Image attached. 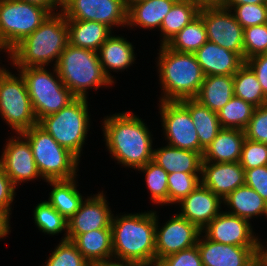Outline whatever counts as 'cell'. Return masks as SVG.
Segmentation results:
<instances>
[{
	"instance_id": "6da1fadb",
	"label": "cell",
	"mask_w": 267,
	"mask_h": 266,
	"mask_svg": "<svg viewBox=\"0 0 267 266\" xmlns=\"http://www.w3.org/2000/svg\"><path fill=\"white\" fill-rule=\"evenodd\" d=\"M107 151L118 164L138 169L153 160L151 132L132 112L115 113L103 119Z\"/></svg>"
},
{
	"instance_id": "7a4b0ae2",
	"label": "cell",
	"mask_w": 267,
	"mask_h": 266,
	"mask_svg": "<svg viewBox=\"0 0 267 266\" xmlns=\"http://www.w3.org/2000/svg\"><path fill=\"white\" fill-rule=\"evenodd\" d=\"M156 211L118 215L112 219L113 261L156 265Z\"/></svg>"
},
{
	"instance_id": "3957f363",
	"label": "cell",
	"mask_w": 267,
	"mask_h": 266,
	"mask_svg": "<svg viewBox=\"0 0 267 266\" xmlns=\"http://www.w3.org/2000/svg\"><path fill=\"white\" fill-rule=\"evenodd\" d=\"M68 40L65 15L60 11L51 13L29 36L11 50V64L16 67H47L54 60L56 67Z\"/></svg>"
},
{
	"instance_id": "277c9868",
	"label": "cell",
	"mask_w": 267,
	"mask_h": 266,
	"mask_svg": "<svg viewBox=\"0 0 267 266\" xmlns=\"http://www.w3.org/2000/svg\"><path fill=\"white\" fill-rule=\"evenodd\" d=\"M157 67L163 95L160 101H180L195 98L205 75L194 53L179 52L161 45Z\"/></svg>"
},
{
	"instance_id": "5b68a950",
	"label": "cell",
	"mask_w": 267,
	"mask_h": 266,
	"mask_svg": "<svg viewBox=\"0 0 267 266\" xmlns=\"http://www.w3.org/2000/svg\"><path fill=\"white\" fill-rule=\"evenodd\" d=\"M63 84L76 98H88L89 89L113 83L105 76L98 52L67 44L56 65Z\"/></svg>"
},
{
	"instance_id": "8992f818",
	"label": "cell",
	"mask_w": 267,
	"mask_h": 266,
	"mask_svg": "<svg viewBox=\"0 0 267 266\" xmlns=\"http://www.w3.org/2000/svg\"><path fill=\"white\" fill-rule=\"evenodd\" d=\"M29 142L43 180H69L77 177L80 160L38 124L21 133Z\"/></svg>"
},
{
	"instance_id": "52a82bcc",
	"label": "cell",
	"mask_w": 267,
	"mask_h": 266,
	"mask_svg": "<svg viewBox=\"0 0 267 266\" xmlns=\"http://www.w3.org/2000/svg\"><path fill=\"white\" fill-rule=\"evenodd\" d=\"M17 68V72L24 78L38 122L58 112L76 98L63 84L56 67L53 66V73L49 72L46 67Z\"/></svg>"
},
{
	"instance_id": "ba28073f",
	"label": "cell",
	"mask_w": 267,
	"mask_h": 266,
	"mask_svg": "<svg viewBox=\"0 0 267 266\" xmlns=\"http://www.w3.org/2000/svg\"><path fill=\"white\" fill-rule=\"evenodd\" d=\"M86 98H75L58 112L42 118L38 125L79 160L90 129ZM81 154V155H80Z\"/></svg>"
},
{
	"instance_id": "9c48e42d",
	"label": "cell",
	"mask_w": 267,
	"mask_h": 266,
	"mask_svg": "<svg viewBox=\"0 0 267 266\" xmlns=\"http://www.w3.org/2000/svg\"><path fill=\"white\" fill-rule=\"evenodd\" d=\"M51 14L42 6L21 0H0V43L11 51Z\"/></svg>"
},
{
	"instance_id": "30bf717a",
	"label": "cell",
	"mask_w": 267,
	"mask_h": 266,
	"mask_svg": "<svg viewBox=\"0 0 267 266\" xmlns=\"http://www.w3.org/2000/svg\"><path fill=\"white\" fill-rule=\"evenodd\" d=\"M17 75L7 70L0 77V114L15 134L38 124L24 78Z\"/></svg>"
},
{
	"instance_id": "8fae6325",
	"label": "cell",
	"mask_w": 267,
	"mask_h": 266,
	"mask_svg": "<svg viewBox=\"0 0 267 266\" xmlns=\"http://www.w3.org/2000/svg\"><path fill=\"white\" fill-rule=\"evenodd\" d=\"M125 0H64L61 12L66 19L95 21L114 27L127 26Z\"/></svg>"
},
{
	"instance_id": "7c38bea8",
	"label": "cell",
	"mask_w": 267,
	"mask_h": 266,
	"mask_svg": "<svg viewBox=\"0 0 267 266\" xmlns=\"http://www.w3.org/2000/svg\"><path fill=\"white\" fill-rule=\"evenodd\" d=\"M163 133L168 145L200 153V143L189 111L179 101H159Z\"/></svg>"
},
{
	"instance_id": "4fadbf2b",
	"label": "cell",
	"mask_w": 267,
	"mask_h": 266,
	"mask_svg": "<svg viewBox=\"0 0 267 266\" xmlns=\"http://www.w3.org/2000/svg\"><path fill=\"white\" fill-rule=\"evenodd\" d=\"M199 16L205 24L208 41L236 52L244 59V28L237 22L232 10L224 6L202 7Z\"/></svg>"
},
{
	"instance_id": "5bb4252c",
	"label": "cell",
	"mask_w": 267,
	"mask_h": 266,
	"mask_svg": "<svg viewBox=\"0 0 267 266\" xmlns=\"http://www.w3.org/2000/svg\"><path fill=\"white\" fill-rule=\"evenodd\" d=\"M156 212V263L162 258L197 245L201 230L178 213L161 227ZM161 227V228H159Z\"/></svg>"
},
{
	"instance_id": "9a60e30c",
	"label": "cell",
	"mask_w": 267,
	"mask_h": 266,
	"mask_svg": "<svg viewBox=\"0 0 267 266\" xmlns=\"http://www.w3.org/2000/svg\"><path fill=\"white\" fill-rule=\"evenodd\" d=\"M17 135L8 139L0 156V166L16 188L21 182L42 178L28 140L21 133Z\"/></svg>"
},
{
	"instance_id": "2e32d148",
	"label": "cell",
	"mask_w": 267,
	"mask_h": 266,
	"mask_svg": "<svg viewBox=\"0 0 267 266\" xmlns=\"http://www.w3.org/2000/svg\"><path fill=\"white\" fill-rule=\"evenodd\" d=\"M108 205L103 191L84 198L79 210L67 221V239L72 241L91 230L111 229L114 214Z\"/></svg>"
},
{
	"instance_id": "e0dca14e",
	"label": "cell",
	"mask_w": 267,
	"mask_h": 266,
	"mask_svg": "<svg viewBox=\"0 0 267 266\" xmlns=\"http://www.w3.org/2000/svg\"><path fill=\"white\" fill-rule=\"evenodd\" d=\"M250 221L221 211L201 232L210 240L235 246H258ZM255 234V235H254Z\"/></svg>"
},
{
	"instance_id": "ac0fdd59",
	"label": "cell",
	"mask_w": 267,
	"mask_h": 266,
	"mask_svg": "<svg viewBox=\"0 0 267 266\" xmlns=\"http://www.w3.org/2000/svg\"><path fill=\"white\" fill-rule=\"evenodd\" d=\"M197 247L203 266H248L257 257L258 250V246H235L214 242L203 236L202 232Z\"/></svg>"
},
{
	"instance_id": "d6986e66",
	"label": "cell",
	"mask_w": 267,
	"mask_h": 266,
	"mask_svg": "<svg viewBox=\"0 0 267 266\" xmlns=\"http://www.w3.org/2000/svg\"><path fill=\"white\" fill-rule=\"evenodd\" d=\"M221 203L222 199L201 183L177 203L181 205L178 214L202 230L221 212Z\"/></svg>"
},
{
	"instance_id": "ffe728a7",
	"label": "cell",
	"mask_w": 267,
	"mask_h": 266,
	"mask_svg": "<svg viewBox=\"0 0 267 266\" xmlns=\"http://www.w3.org/2000/svg\"><path fill=\"white\" fill-rule=\"evenodd\" d=\"M201 183L223 200L245 185V170L239 162H202Z\"/></svg>"
},
{
	"instance_id": "44dd1931",
	"label": "cell",
	"mask_w": 267,
	"mask_h": 266,
	"mask_svg": "<svg viewBox=\"0 0 267 266\" xmlns=\"http://www.w3.org/2000/svg\"><path fill=\"white\" fill-rule=\"evenodd\" d=\"M194 55L205 76L234 75L245 63L238 53L210 41L204 43Z\"/></svg>"
},
{
	"instance_id": "7402d4cb",
	"label": "cell",
	"mask_w": 267,
	"mask_h": 266,
	"mask_svg": "<svg viewBox=\"0 0 267 266\" xmlns=\"http://www.w3.org/2000/svg\"><path fill=\"white\" fill-rule=\"evenodd\" d=\"M134 49L135 47L126 38L112 34L100 46L98 50L99 60L105 76L112 83L115 82L110 71H124V69L132 66L136 58Z\"/></svg>"
},
{
	"instance_id": "603a6c76",
	"label": "cell",
	"mask_w": 267,
	"mask_h": 266,
	"mask_svg": "<svg viewBox=\"0 0 267 266\" xmlns=\"http://www.w3.org/2000/svg\"><path fill=\"white\" fill-rule=\"evenodd\" d=\"M245 139L244 130L222 128L204 150L202 162H239Z\"/></svg>"
},
{
	"instance_id": "cb8c5ba5",
	"label": "cell",
	"mask_w": 267,
	"mask_h": 266,
	"mask_svg": "<svg viewBox=\"0 0 267 266\" xmlns=\"http://www.w3.org/2000/svg\"><path fill=\"white\" fill-rule=\"evenodd\" d=\"M153 161L170 173H201L203 156L199 152L167 144L153 149Z\"/></svg>"
},
{
	"instance_id": "d4e9b609",
	"label": "cell",
	"mask_w": 267,
	"mask_h": 266,
	"mask_svg": "<svg viewBox=\"0 0 267 266\" xmlns=\"http://www.w3.org/2000/svg\"><path fill=\"white\" fill-rule=\"evenodd\" d=\"M178 0H146L129 3L127 11V27L158 29L165 16Z\"/></svg>"
},
{
	"instance_id": "484cf974",
	"label": "cell",
	"mask_w": 267,
	"mask_h": 266,
	"mask_svg": "<svg viewBox=\"0 0 267 266\" xmlns=\"http://www.w3.org/2000/svg\"><path fill=\"white\" fill-rule=\"evenodd\" d=\"M72 242L91 265L113 260L111 229L91 230L77 235Z\"/></svg>"
},
{
	"instance_id": "4316f807",
	"label": "cell",
	"mask_w": 267,
	"mask_h": 266,
	"mask_svg": "<svg viewBox=\"0 0 267 266\" xmlns=\"http://www.w3.org/2000/svg\"><path fill=\"white\" fill-rule=\"evenodd\" d=\"M179 102L189 111L199 138L200 154L203 156L204 150L222 129L218 114L211 111L207 106L202 105L195 98H186Z\"/></svg>"
},
{
	"instance_id": "83f0119b",
	"label": "cell",
	"mask_w": 267,
	"mask_h": 266,
	"mask_svg": "<svg viewBox=\"0 0 267 266\" xmlns=\"http://www.w3.org/2000/svg\"><path fill=\"white\" fill-rule=\"evenodd\" d=\"M67 26L69 44L96 52L112 34L105 24L90 20L67 19Z\"/></svg>"
},
{
	"instance_id": "f1b7e54d",
	"label": "cell",
	"mask_w": 267,
	"mask_h": 266,
	"mask_svg": "<svg viewBox=\"0 0 267 266\" xmlns=\"http://www.w3.org/2000/svg\"><path fill=\"white\" fill-rule=\"evenodd\" d=\"M222 201L231 210L227 211L229 214L236 215L248 221L254 216L257 218L265 215L267 218L266 201L254 189L247 185L238 187Z\"/></svg>"
},
{
	"instance_id": "f546056e",
	"label": "cell",
	"mask_w": 267,
	"mask_h": 266,
	"mask_svg": "<svg viewBox=\"0 0 267 266\" xmlns=\"http://www.w3.org/2000/svg\"><path fill=\"white\" fill-rule=\"evenodd\" d=\"M233 96V75H208L195 99L211 111L218 112Z\"/></svg>"
},
{
	"instance_id": "4dcf8cb0",
	"label": "cell",
	"mask_w": 267,
	"mask_h": 266,
	"mask_svg": "<svg viewBox=\"0 0 267 266\" xmlns=\"http://www.w3.org/2000/svg\"><path fill=\"white\" fill-rule=\"evenodd\" d=\"M76 177L69 180H47L52 186L48 203L67 221L79 210L84 196L78 191Z\"/></svg>"
},
{
	"instance_id": "1f68e13d",
	"label": "cell",
	"mask_w": 267,
	"mask_h": 266,
	"mask_svg": "<svg viewBox=\"0 0 267 266\" xmlns=\"http://www.w3.org/2000/svg\"><path fill=\"white\" fill-rule=\"evenodd\" d=\"M201 7L192 0H178L162 21L161 44L165 45L183 27L199 16Z\"/></svg>"
},
{
	"instance_id": "d6a6232c",
	"label": "cell",
	"mask_w": 267,
	"mask_h": 266,
	"mask_svg": "<svg viewBox=\"0 0 267 266\" xmlns=\"http://www.w3.org/2000/svg\"><path fill=\"white\" fill-rule=\"evenodd\" d=\"M234 96L241 98L255 107L267 105L264 95L254 71L244 63L233 75Z\"/></svg>"
},
{
	"instance_id": "836d02e7",
	"label": "cell",
	"mask_w": 267,
	"mask_h": 266,
	"mask_svg": "<svg viewBox=\"0 0 267 266\" xmlns=\"http://www.w3.org/2000/svg\"><path fill=\"white\" fill-rule=\"evenodd\" d=\"M208 41L207 31L203 19L198 16L183 27L165 45L179 52L195 53Z\"/></svg>"
},
{
	"instance_id": "e575fe53",
	"label": "cell",
	"mask_w": 267,
	"mask_h": 266,
	"mask_svg": "<svg viewBox=\"0 0 267 266\" xmlns=\"http://www.w3.org/2000/svg\"><path fill=\"white\" fill-rule=\"evenodd\" d=\"M255 106L239 97L233 96L230 101L220 109L218 119L221 128L244 130L253 116Z\"/></svg>"
},
{
	"instance_id": "d590c367",
	"label": "cell",
	"mask_w": 267,
	"mask_h": 266,
	"mask_svg": "<svg viewBox=\"0 0 267 266\" xmlns=\"http://www.w3.org/2000/svg\"><path fill=\"white\" fill-rule=\"evenodd\" d=\"M145 173V181L152 203L163 206L168 204V173L153 160L137 169Z\"/></svg>"
},
{
	"instance_id": "8d00e7d4",
	"label": "cell",
	"mask_w": 267,
	"mask_h": 266,
	"mask_svg": "<svg viewBox=\"0 0 267 266\" xmlns=\"http://www.w3.org/2000/svg\"><path fill=\"white\" fill-rule=\"evenodd\" d=\"M33 213L35 225L40 231L50 236L64 231L65 236L61 239H67V220L46 200L38 203Z\"/></svg>"
},
{
	"instance_id": "74e56055",
	"label": "cell",
	"mask_w": 267,
	"mask_h": 266,
	"mask_svg": "<svg viewBox=\"0 0 267 266\" xmlns=\"http://www.w3.org/2000/svg\"><path fill=\"white\" fill-rule=\"evenodd\" d=\"M201 173L168 174V205L179 203L201 184Z\"/></svg>"
},
{
	"instance_id": "f35d334b",
	"label": "cell",
	"mask_w": 267,
	"mask_h": 266,
	"mask_svg": "<svg viewBox=\"0 0 267 266\" xmlns=\"http://www.w3.org/2000/svg\"><path fill=\"white\" fill-rule=\"evenodd\" d=\"M44 266H91L71 240H61Z\"/></svg>"
},
{
	"instance_id": "ab89813d",
	"label": "cell",
	"mask_w": 267,
	"mask_h": 266,
	"mask_svg": "<svg viewBox=\"0 0 267 266\" xmlns=\"http://www.w3.org/2000/svg\"><path fill=\"white\" fill-rule=\"evenodd\" d=\"M224 7L234 10L232 13L243 28L267 23V3L225 5Z\"/></svg>"
},
{
	"instance_id": "60d3db41",
	"label": "cell",
	"mask_w": 267,
	"mask_h": 266,
	"mask_svg": "<svg viewBox=\"0 0 267 266\" xmlns=\"http://www.w3.org/2000/svg\"><path fill=\"white\" fill-rule=\"evenodd\" d=\"M243 48L244 61L267 53V23L244 28Z\"/></svg>"
},
{
	"instance_id": "b9f144b4",
	"label": "cell",
	"mask_w": 267,
	"mask_h": 266,
	"mask_svg": "<svg viewBox=\"0 0 267 266\" xmlns=\"http://www.w3.org/2000/svg\"><path fill=\"white\" fill-rule=\"evenodd\" d=\"M239 163L244 170L267 166V144L245 139Z\"/></svg>"
},
{
	"instance_id": "7bdbcfd3",
	"label": "cell",
	"mask_w": 267,
	"mask_h": 266,
	"mask_svg": "<svg viewBox=\"0 0 267 266\" xmlns=\"http://www.w3.org/2000/svg\"><path fill=\"white\" fill-rule=\"evenodd\" d=\"M244 134L246 139L267 144V105L255 108Z\"/></svg>"
},
{
	"instance_id": "ee69618b",
	"label": "cell",
	"mask_w": 267,
	"mask_h": 266,
	"mask_svg": "<svg viewBox=\"0 0 267 266\" xmlns=\"http://www.w3.org/2000/svg\"><path fill=\"white\" fill-rule=\"evenodd\" d=\"M155 266H203L197 245L168 255Z\"/></svg>"
},
{
	"instance_id": "f6af8a7d",
	"label": "cell",
	"mask_w": 267,
	"mask_h": 266,
	"mask_svg": "<svg viewBox=\"0 0 267 266\" xmlns=\"http://www.w3.org/2000/svg\"><path fill=\"white\" fill-rule=\"evenodd\" d=\"M15 189L10 178L0 166V212L10 221L11 205L15 197Z\"/></svg>"
},
{
	"instance_id": "bcb514c9",
	"label": "cell",
	"mask_w": 267,
	"mask_h": 266,
	"mask_svg": "<svg viewBox=\"0 0 267 266\" xmlns=\"http://www.w3.org/2000/svg\"><path fill=\"white\" fill-rule=\"evenodd\" d=\"M245 185L254 189L267 203V166L245 170Z\"/></svg>"
},
{
	"instance_id": "7dc6e473",
	"label": "cell",
	"mask_w": 267,
	"mask_h": 266,
	"mask_svg": "<svg viewBox=\"0 0 267 266\" xmlns=\"http://www.w3.org/2000/svg\"><path fill=\"white\" fill-rule=\"evenodd\" d=\"M245 63L254 71L262 91L267 97V53L253 56Z\"/></svg>"
},
{
	"instance_id": "c3c4849f",
	"label": "cell",
	"mask_w": 267,
	"mask_h": 266,
	"mask_svg": "<svg viewBox=\"0 0 267 266\" xmlns=\"http://www.w3.org/2000/svg\"><path fill=\"white\" fill-rule=\"evenodd\" d=\"M21 1H26V2H29L31 4L45 7L51 13H56L55 10L57 9V7L61 8L59 10V11H61L62 7H63V2H64V0H21Z\"/></svg>"
},
{
	"instance_id": "681fc988",
	"label": "cell",
	"mask_w": 267,
	"mask_h": 266,
	"mask_svg": "<svg viewBox=\"0 0 267 266\" xmlns=\"http://www.w3.org/2000/svg\"><path fill=\"white\" fill-rule=\"evenodd\" d=\"M9 223L10 221L0 212V239L7 237L6 235L11 232V225Z\"/></svg>"
},
{
	"instance_id": "f907efd6",
	"label": "cell",
	"mask_w": 267,
	"mask_h": 266,
	"mask_svg": "<svg viewBox=\"0 0 267 266\" xmlns=\"http://www.w3.org/2000/svg\"><path fill=\"white\" fill-rule=\"evenodd\" d=\"M194 3L202 7L225 6L227 0H192Z\"/></svg>"
},
{
	"instance_id": "816d5d0a",
	"label": "cell",
	"mask_w": 267,
	"mask_h": 266,
	"mask_svg": "<svg viewBox=\"0 0 267 266\" xmlns=\"http://www.w3.org/2000/svg\"><path fill=\"white\" fill-rule=\"evenodd\" d=\"M267 243V241H266ZM267 246V244H266ZM265 244L263 245L261 241H259L258 250H257V257L260 261L267 266V247Z\"/></svg>"
},
{
	"instance_id": "f5cc1de1",
	"label": "cell",
	"mask_w": 267,
	"mask_h": 266,
	"mask_svg": "<svg viewBox=\"0 0 267 266\" xmlns=\"http://www.w3.org/2000/svg\"><path fill=\"white\" fill-rule=\"evenodd\" d=\"M267 0H227L225 5L264 4Z\"/></svg>"
},
{
	"instance_id": "db71d44e",
	"label": "cell",
	"mask_w": 267,
	"mask_h": 266,
	"mask_svg": "<svg viewBox=\"0 0 267 266\" xmlns=\"http://www.w3.org/2000/svg\"><path fill=\"white\" fill-rule=\"evenodd\" d=\"M91 266H145V265L136 264V263H123V262L111 261V262L97 263Z\"/></svg>"
},
{
	"instance_id": "11a10c76",
	"label": "cell",
	"mask_w": 267,
	"mask_h": 266,
	"mask_svg": "<svg viewBox=\"0 0 267 266\" xmlns=\"http://www.w3.org/2000/svg\"><path fill=\"white\" fill-rule=\"evenodd\" d=\"M5 52L9 55L8 57L11 58V51H9L6 47H4L1 43H0V51ZM5 50V51H4ZM7 71V68H4V66L0 67V77Z\"/></svg>"
},
{
	"instance_id": "9f6ffc18",
	"label": "cell",
	"mask_w": 267,
	"mask_h": 266,
	"mask_svg": "<svg viewBox=\"0 0 267 266\" xmlns=\"http://www.w3.org/2000/svg\"><path fill=\"white\" fill-rule=\"evenodd\" d=\"M248 266H265L258 257H256Z\"/></svg>"
},
{
	"instance_id": "6f0895ef",
	"label": "cell",
	"mask_w": 267,
	"mask_h": 266,
	"mask_svg": "<svg viewBox=\"0 0 267 266\" xmlns=\"http://www.w3.org/2000/svg\"><path fill=\"white\" fill-rule=\"evenodd\" d=\"M126 4L128 5L129 3H134V2H141V1H146V0H125Z\"/></svg>"
}]
</instances>
